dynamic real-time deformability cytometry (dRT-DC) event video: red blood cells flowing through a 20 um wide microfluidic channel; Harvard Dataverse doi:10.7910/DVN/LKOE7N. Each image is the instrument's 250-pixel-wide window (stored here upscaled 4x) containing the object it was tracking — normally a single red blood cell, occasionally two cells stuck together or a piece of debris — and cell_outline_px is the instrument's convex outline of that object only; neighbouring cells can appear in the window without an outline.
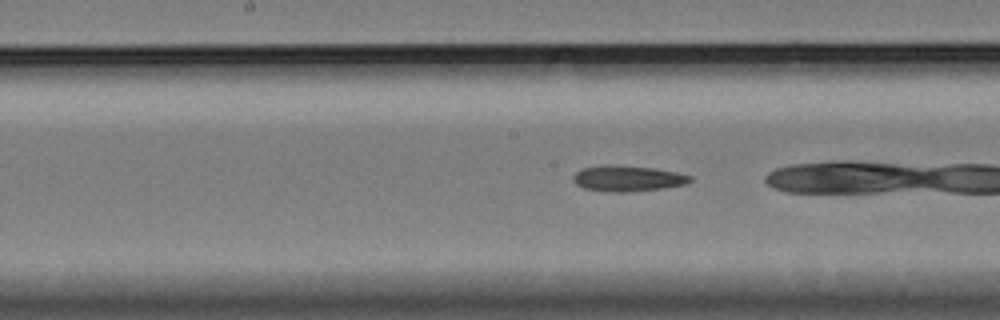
{"species": "Egyptian fruit bat (a non-hibernating species)", "species_latin": "Rousettus aegyptiacus", "temperature_condition": "cold", "stored_images_in_passage": 34, "camera_frame_rate_fps": 3000, "um_per_image_px": 0.085, "animal": {"sex": "female"}, "frame": {"image": 1, "passage_image": 26, "time_ms": 8.333, "image_size_px": [1000, 320], "cell_outline_px": [[692, 180], [688, 184], [664, 188], [624, 192], [604, 192], [584, 188], [576, 184], [572, 180], [572, 176], [580, 168], [604, 164], [608, 164], [656, 168], [676, 172], [692, 176]], "centroid_in_image_um": [53.33, 15.16], "position_along_channel_um": 194.9, "area_um2": 17.92}}
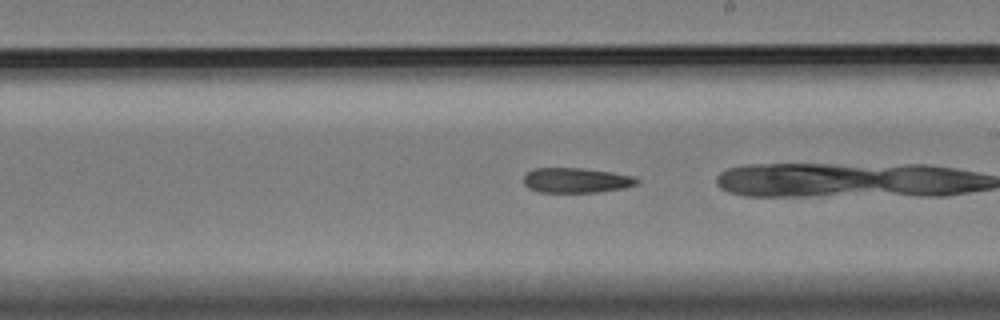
{"frame": {"image": 2, "passage_image": 30, "time_ms": 9.667, "image_size_px": [1000, 320], "cell_outline_px": [[640, 180], [636, 184], [624, 188], [596, 192], [536, 192], [528, 188], [524, 184], [524, 176], [532, 168], [584, 168], [612, 172], [632, 176]], "centroid_in_image_um": [48.95, 15.32], "position_along_channel_um": 240.1, "area_um2": 16.53}}